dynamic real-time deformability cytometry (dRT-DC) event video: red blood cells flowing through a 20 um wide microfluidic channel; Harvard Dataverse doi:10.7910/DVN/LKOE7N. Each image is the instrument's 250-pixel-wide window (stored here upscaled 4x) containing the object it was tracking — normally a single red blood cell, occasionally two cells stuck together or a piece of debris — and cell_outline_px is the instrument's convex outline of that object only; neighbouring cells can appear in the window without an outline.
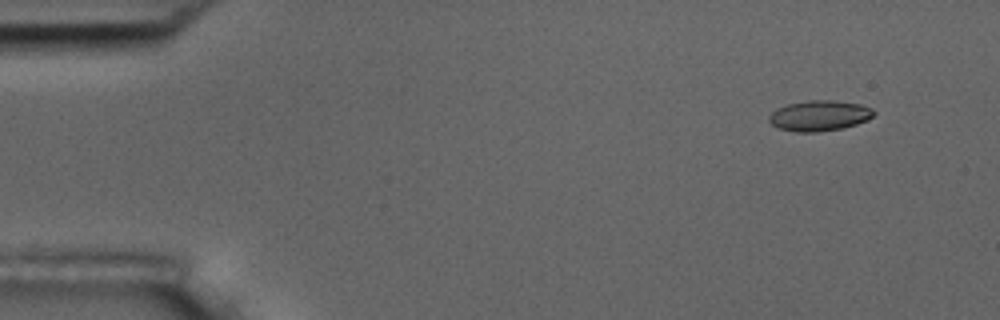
{"species": "common noctule bat (a hibernating species)", "species_latin": "Nyctalus noctula", "temperature_condition": "room temperature", "stored_images_in_passage": 52, "camera_frame_rate_fps": 3000, "um_per_image_px": 0.085, "animal": {"sex": "male", "body_mass_g": 17.5, "forearm_length_mm": 52.3}, "frame": {"image": 1, "passage_image": 1, "time_ms": 0.0, "image_size_px": [1000, 320], "cell_outline_px": [[876, 112], [868, 120], [844, 128], [816, 132], [796, 132], [780, 128], [772, 124], [768, 120], [768, 116], [776, 108], [788, 104], [808, 100], [832, 100], [860, 104], [872, 108]], "centroid_in_image_um": [69.65, 9.83], "position_along_channel_um": 15.3, "area_um2": 18.67}}
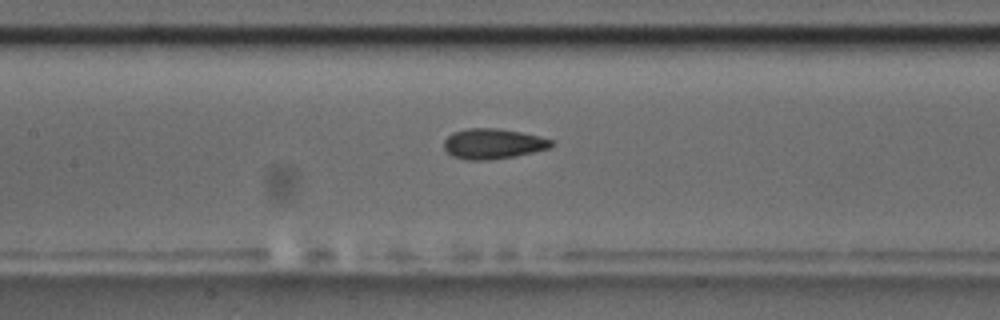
{"frame": {"image": 2, "passage_image": 22, "time_ms": 7.0, "image_size_px": [1000, 320], "cell_outline_px": [[556, 144], [548, 148], [516, 156], [488, 160], [464, 160], [452, 156], [444, 148], [444, 140], [452, 132], [464, 128], [496, 128], [520, 132], [552, 140]], "centroid_in_image_um": [41.86, 12.22], "position_along_channel_um": 165.5, "area_um2": 18.96}}
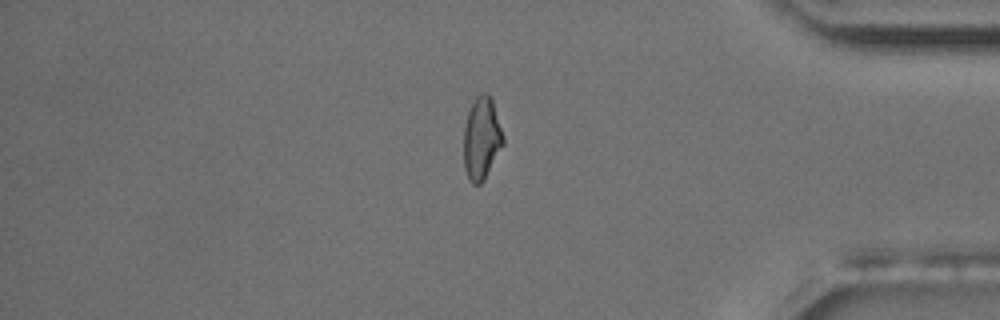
{"frame": {"image": 3, "passage_image": 43, "time_ms": 14.0, "image_size_px": [1000, 320], "cell_outline_px": [[504, 144], [484, 180], [480, 184], [472, 184], [464, 168], [464, 128], [468, 112], [472, 100], [480, 92], [488, 92], [492, 100], [504, 136]], "centroid_in_image_um": [40.94, 11.73], "position_along_channel_um": 394.3, "area_um2": 19.07}, "authors_computed_cell_mechanics": {"area_um2": 18.7272, "velocity_mm_per_s": 3.6565, "shape_relaxation_time_tau1_ms": 6.2814, "shape_relaxation_time_tau2_ms": 1.5303, "deformation_change_tau1": 0.1286, "deformation_change_tau2": 0.0657}}